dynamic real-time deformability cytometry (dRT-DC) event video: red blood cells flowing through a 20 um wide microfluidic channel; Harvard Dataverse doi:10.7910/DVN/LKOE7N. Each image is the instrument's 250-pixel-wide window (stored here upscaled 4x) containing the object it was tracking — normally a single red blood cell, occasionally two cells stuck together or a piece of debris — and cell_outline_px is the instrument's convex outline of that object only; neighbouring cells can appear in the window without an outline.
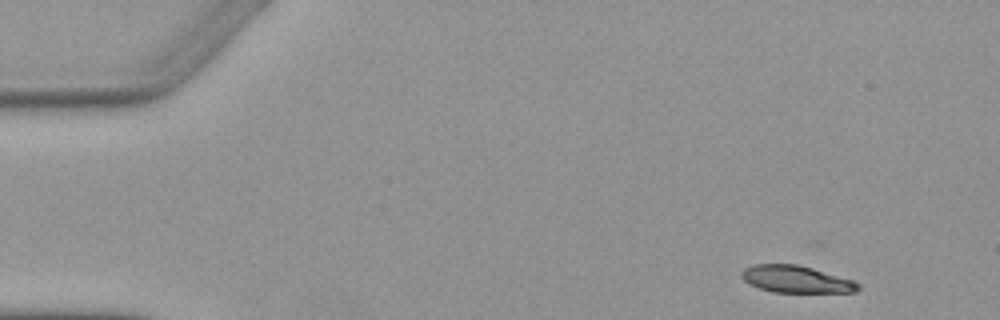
{"species": "Egyptian fruit bat (a non-hibernating species)", "species_latin": "Rousettus aegyptiacus", "temperature_condition": "warm", "stored_images_in_passage": 5, "camera_frame_rate_fps": 3000, "um_per_image_px": 0.085, "animal": {"sex": "female"}, "frame": {"image": 1, "passage_image": 2, "time_ms": 1.333, "image_size_px": [1000, 320], "cell_outline_px": [[860, 288], [856, 292], [772, 292], [748, 284], [740, 276], [740, 272], [744, 268], [752, 264], [796, 264], [812, 268], [856, 280], [860, 284]], "centroid_in_image_um": [67.67, 23.73], "position_along_channel_um": 17.3, "area_um2": 18.61}}
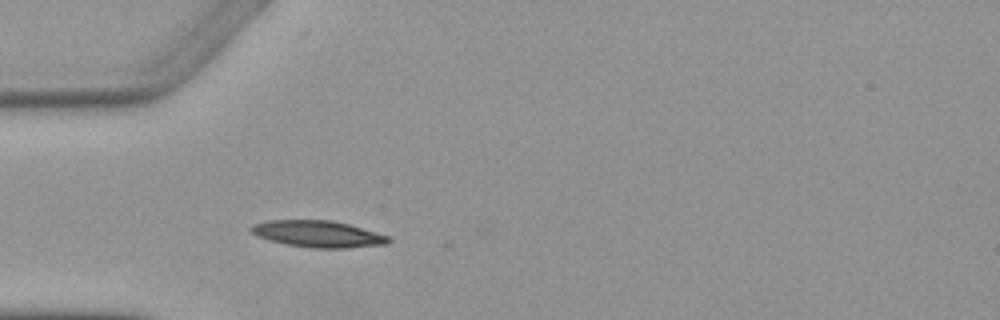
{"frame": {"image": 2, "passage_image": 5, "time_ms": 5.0, "image_size_px": [1000, 320], "cell_outline_px": [[392, 240], [388, 244], [344, 248], [316, 248], [288, 244], [256, 236], [248, 228], [252, 224], [268, 220], [332, 220], [348, 224], [376, 232], [388, 236]], "centroid_in_image_um": [27.03, 19.87], "position_along_channel_um": 58.0, "area_um2": 21.15}}